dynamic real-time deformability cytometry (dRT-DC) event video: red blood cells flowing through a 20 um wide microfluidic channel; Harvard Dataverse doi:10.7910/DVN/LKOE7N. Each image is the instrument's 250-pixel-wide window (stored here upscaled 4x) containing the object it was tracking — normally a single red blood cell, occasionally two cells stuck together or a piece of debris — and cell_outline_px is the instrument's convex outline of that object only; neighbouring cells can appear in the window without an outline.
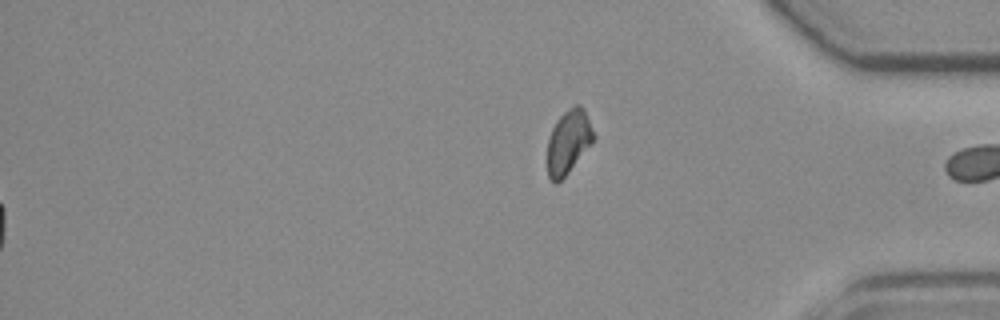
{"species": "common noctule bat (a hibernating species)", "species_latin": "Nyctalus noctula", "temperature_condition": "room temperature", "stored_images_in_passage": 55, "segment_of_instrument_passage": [2, 2], "camera_frame_rate_fps": 3000, "um_per_image_px": 0.085, "animal": {"sex": "female", "body_mass_g": 19.3, "forearm_length_mm": 54.1}, "frame": {"image": 1, "passage_image": 55, "time_ms": 18.0, "image_size_px": [1000, 320], "cell_outline_px": [[596, 136], [568, 172], [556, 184], [548, 176], [548, 140], [552, 128], [556, 120], [568, 108], [576, 104], [580, 104], [584, 108]], "centroid_in_image_um": [48.32, 12.0], "position_along_channel_um": 386.9, "area_um2": 16.88}}